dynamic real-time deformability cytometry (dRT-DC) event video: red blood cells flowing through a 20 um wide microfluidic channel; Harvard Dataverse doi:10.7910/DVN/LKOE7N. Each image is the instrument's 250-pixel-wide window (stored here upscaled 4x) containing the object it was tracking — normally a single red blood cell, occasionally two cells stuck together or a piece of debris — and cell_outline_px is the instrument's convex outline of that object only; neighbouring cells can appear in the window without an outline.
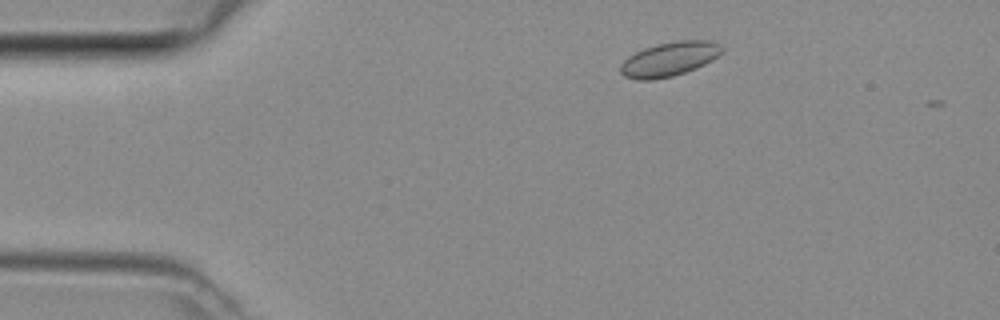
{"species": "common noctule bat (a hibernating species)", "species_latin": "Nyctalus noctula", "temperature_condition": "room temperature", "stored_images_in_passage": 2, "camera_frame_rate_fps": 3000, "um_per_image_px": 0.085, "animal": {"sex": "female", "body_mass_g": 29.2, "forearm_length_mm": 56.3}, "frame": {"image": 1, "passage_image": 1, "time_ms": 0.0, "image_size_px": [1000, 320], "cell_outline_px": [[724, 52], [712, 60], [696, 68], [672, 76], [652, 80], [636, 80], [624, 76], [620, 72], [620, 64], [628, 56], [644, 48], [656, 44], [676, 40], [712, 40], [720, 44], [724, 48]], "centroid_in_image_um": [56.91, 5.01], "position_along_channel_um": 28.1, "area_um2": 20.46}}